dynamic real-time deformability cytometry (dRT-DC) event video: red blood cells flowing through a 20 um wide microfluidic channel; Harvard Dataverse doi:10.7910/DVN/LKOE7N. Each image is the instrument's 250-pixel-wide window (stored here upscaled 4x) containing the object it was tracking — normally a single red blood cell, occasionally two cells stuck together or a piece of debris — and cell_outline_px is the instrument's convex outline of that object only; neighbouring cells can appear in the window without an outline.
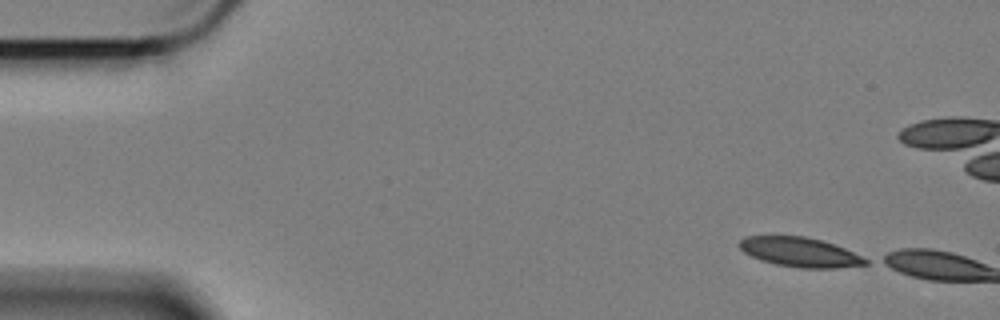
{"species": "Egyptian fruit bat (a non-hibernating species)", "species_latin": "Rousettus aegyptiacus", "temperature_condition": "cold", "stored_images_in_passage": 3, "camera_frame_rate_fps": 3000, "um_per_image_px": 0.085, "animal": {"sex": "female"}, "frame": {"image": 1, "passage_image": 1, "time_ms": 0.0, "image_size_px": [1000, 320], "cell_outline_px": [[868, 264], [836, 268], [800, 268], [776, 264], [760, 260], [744, 252], [736, 244], [744, 236], [804, 236], [820, 240], [844, 248], [868, 260]], "centroid_in_image_um": [67.94, 21.43], "position_along_channel_um": 17.1, "area_um2": 21.5}}